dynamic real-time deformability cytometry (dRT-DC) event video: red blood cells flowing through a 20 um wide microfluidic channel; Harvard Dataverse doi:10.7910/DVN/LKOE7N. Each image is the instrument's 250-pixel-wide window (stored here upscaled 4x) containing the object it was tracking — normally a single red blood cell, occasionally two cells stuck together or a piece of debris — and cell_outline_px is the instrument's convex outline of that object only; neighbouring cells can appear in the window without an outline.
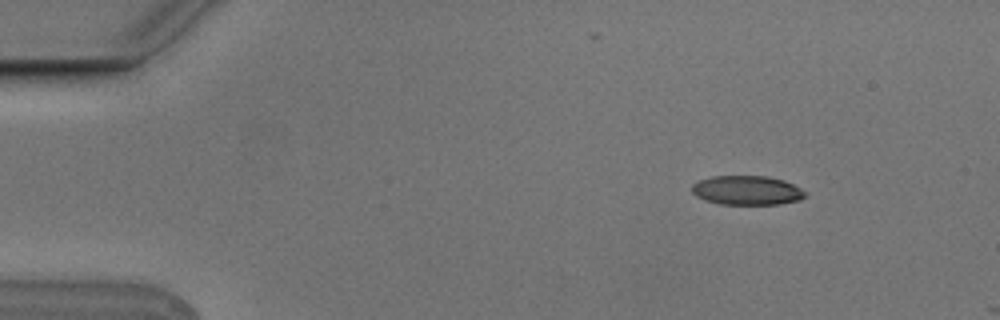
{"species": "Egyptian fruit bat (a non-hibernating species)", "species_latin": "Rousettus aegyptiacus", "temperature_condition": "cold", "stored_images_in_passage": 4, "camera_frame_rate_fps": 3000, "um_per_image_px": 0.085, "animal": {"sex": "male"}, "frame": {"image": 1, "passage_image": 3, "time_ms": 0.667, "image_size_px": [1000, 320], "cell_outline_px": [[804, 196], [800, 200], [780, 204], [720, 204], [704, 200], [696, 196], [692, 192], [692, 184], [700, 180], [712, 176], [768, 176], [784, 180], [800, 188], [804, 192]], "centroid_in_image_um": [63.46, 16.18], "position_along_channel_um": 21.5, "area_um2": 19.25}}